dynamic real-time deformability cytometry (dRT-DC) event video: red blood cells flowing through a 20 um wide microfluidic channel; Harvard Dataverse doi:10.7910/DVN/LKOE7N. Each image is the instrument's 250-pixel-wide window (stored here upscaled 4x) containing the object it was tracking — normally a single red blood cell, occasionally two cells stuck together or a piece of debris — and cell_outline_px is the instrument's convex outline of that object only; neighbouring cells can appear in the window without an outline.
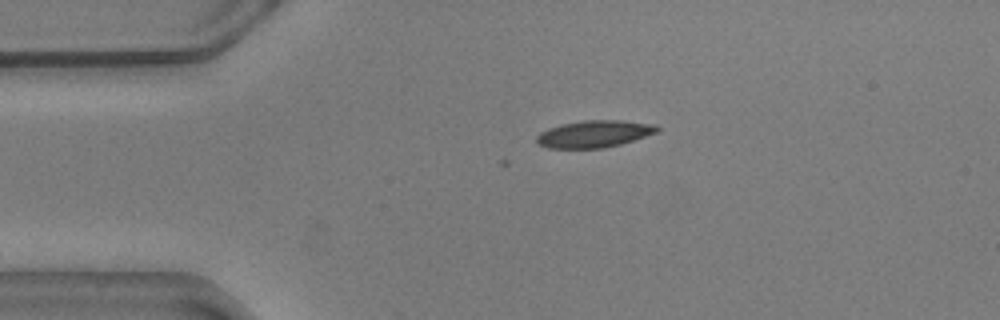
{"species": "common noctule bat (a hibernating species)", "species_latin": "Nyctalus noctula", "temperature_condition": "warm", "stored_images_in_passage": 5, "camera_frame_rate_fps": 3000, "um_per_image_px": 0.085, "animal": {"sex": "male", "body_mass_g": 20.5, "forearm_length_mm": 52.5}, "frame": {"image": 1, "passage_image": 1, "time_ms": 0.0, "image_size_px": [1000, 320], "cell_outline_px": [[660, 128], [656, 132], [620, 144], [604, 148], [548, 148], [536, 144], [536, 136], [540, 132], [548, 128], [560, 124], [584, 120], [620, 120], [656, 124]], "centroid_in_image_um": [50.46, 11.38], "position_along_channel_um": 34.5, "area_um2": 19.02}}